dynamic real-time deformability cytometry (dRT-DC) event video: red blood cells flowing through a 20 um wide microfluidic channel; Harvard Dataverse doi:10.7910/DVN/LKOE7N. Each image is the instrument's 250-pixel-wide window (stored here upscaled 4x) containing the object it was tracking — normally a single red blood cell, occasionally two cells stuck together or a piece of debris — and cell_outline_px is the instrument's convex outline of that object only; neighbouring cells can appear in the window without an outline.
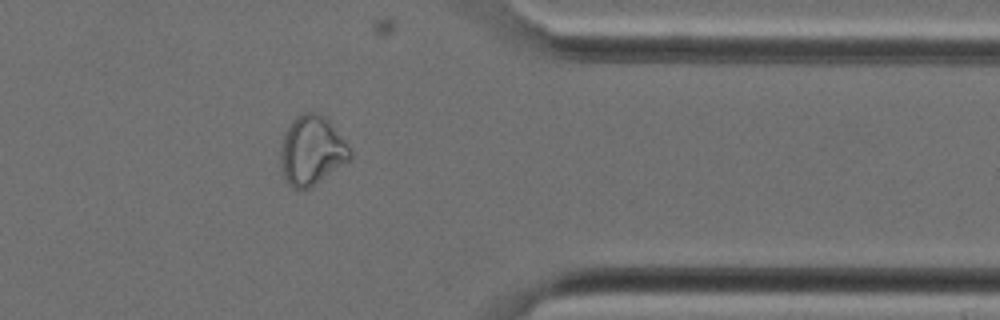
{"species": "Egyptian fruit bat (a non-hibernating species)", "species_latin": "Rousettus aegyptiacus", "temperature_condition": "cold", "stored_images_in_passage": 31, "camera_frame_rate_fps": 3000, "um_per_image_px": 0.085, "animal": {"sex": "female"}, "frame": {"image": 1, "passage_image": 30, "time_ms": 9.667, "image_size_px": [1000, 320], "cell_outline_px": [[352, 156], [348, 160], [308, 188], [292, 188], [288, 184], [280, 168], [280, 152], [284, 132], [292, 120], [296, 116], [304, 112], [316, 112], [324, 116], [328, 120], [344, 140], [352, 152]], "centroid_in_image_um": [26.45, 12.76], "position_along_channel_um": 384.9, "area_um2": 27.57}}